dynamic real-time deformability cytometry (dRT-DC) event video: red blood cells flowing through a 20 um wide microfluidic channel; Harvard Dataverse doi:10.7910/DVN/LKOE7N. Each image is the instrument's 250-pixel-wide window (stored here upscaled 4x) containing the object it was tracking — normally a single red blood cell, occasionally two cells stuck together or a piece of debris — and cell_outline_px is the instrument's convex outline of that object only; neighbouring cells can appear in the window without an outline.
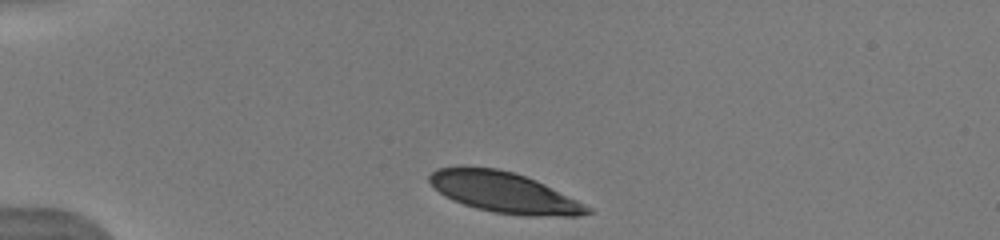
{"species": "human", "species_latin": "Homo sapiens", "temperature_condition": "warm", "stored_images_in_passage": 26, "camera_frame_rate_fps": 3000, "um_per_image_px": 0.085, "donor": {"sex": "male"}, "frame": {"image": 1, "passage_image": 1, "time_ms": 0.0, "image_size_px": [1000, 240], "cell_outline_px": [[592, 212], [580, 216], [524, 216], [496, 212], [476, 208], [464, 204], [440, 192], [428, 180], [428, 176], [436, 168], [460, 164], [464, 164], [496, 168], [512, 172], [536, 180], [592, 208]], "centroid_in_image_um": [42.81, 16.32], "position_along_channel_um": 42.2, "area_um2": 37.4}, "authors_computed_cell_mechanics": {"area_um2": 39.1306, "velocity_mm_per_s": 4.0457, "shape_relaxation_time_tau1_ms": 1.7125, "shape_relaxation_time_tau2_ms": 3.4959, "deformation_change_tau1": 0.0979, "deformation_change_tau2": 0.0785}}